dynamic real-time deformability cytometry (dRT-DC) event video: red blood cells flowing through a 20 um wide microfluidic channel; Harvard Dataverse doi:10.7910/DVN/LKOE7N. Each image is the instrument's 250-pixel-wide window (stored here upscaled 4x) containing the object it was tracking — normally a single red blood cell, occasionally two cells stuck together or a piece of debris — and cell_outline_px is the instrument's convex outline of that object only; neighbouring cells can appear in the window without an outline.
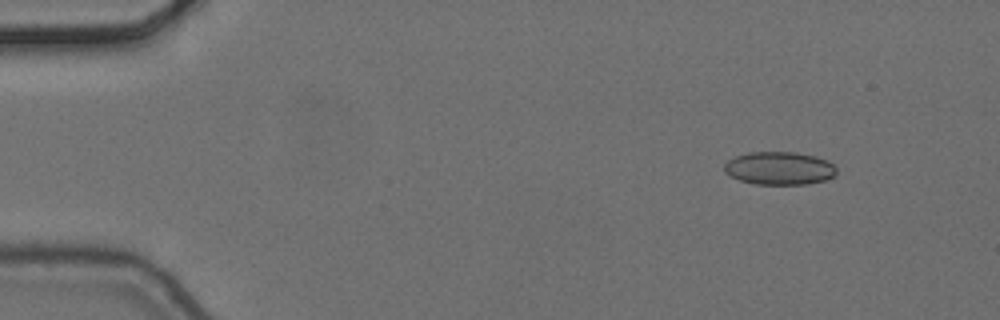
{"species": "common noctule bat (a hibernating species)", "species_latin": "Nyctalus noctula", "temperature_condition": "cold", "stored_images_in_passage": 5, "camera_frame_rate_fps": 3000, "um_per_image_px": 0.085, "animal": {"sex": "female", "body_mass_g": 24.6, "forearm_length_mm": 56.2}, "frame": {"image": 1, "passage_image": 2, "time_ms": 0.333, "image_size_px": [1000, 320], "cell_outline_px": [[836, 172], [832, 176], [824, 180], [808, 184], [756, 184], [740, 180], [724, 172], [724, 164], [728, 160], [736, 156], [748, 152], [796, 152], [816, 156], [828, 160], [836, 168]], "centroid_in_image_um": [66.24, 14.29], "position_along_channel_um": 18.8, "area_um2": 21.56}}
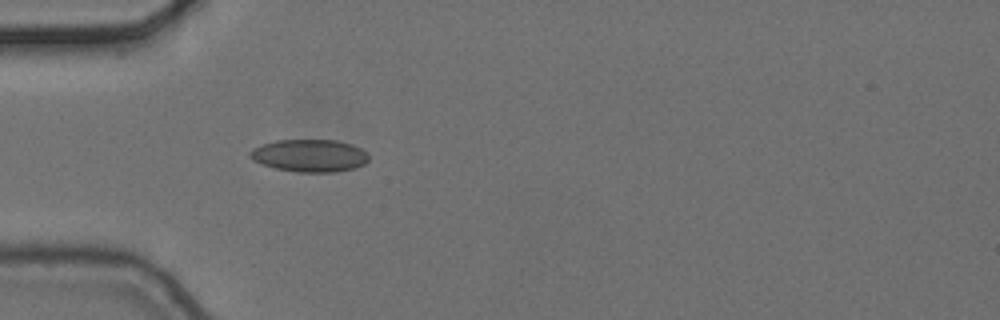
{"frame": {"image": 2, "passage_image": 5, "time_ms": 1.333, "image_size_px": [1000, 320], "cell_outline_px": [[368, 160], [364, 164], [352, 168], [336, 172], [296, 172], [276, 168], [252, 160], [248, 156], [248, 152], [252, 148], [276, 140], [336, 140], [352, 144], [360, 148], [368, 156]], "centroid_in_image_um": [26.29, 13.22], "position_along_channel_um": 58.7, "area_um2": 22.37}}